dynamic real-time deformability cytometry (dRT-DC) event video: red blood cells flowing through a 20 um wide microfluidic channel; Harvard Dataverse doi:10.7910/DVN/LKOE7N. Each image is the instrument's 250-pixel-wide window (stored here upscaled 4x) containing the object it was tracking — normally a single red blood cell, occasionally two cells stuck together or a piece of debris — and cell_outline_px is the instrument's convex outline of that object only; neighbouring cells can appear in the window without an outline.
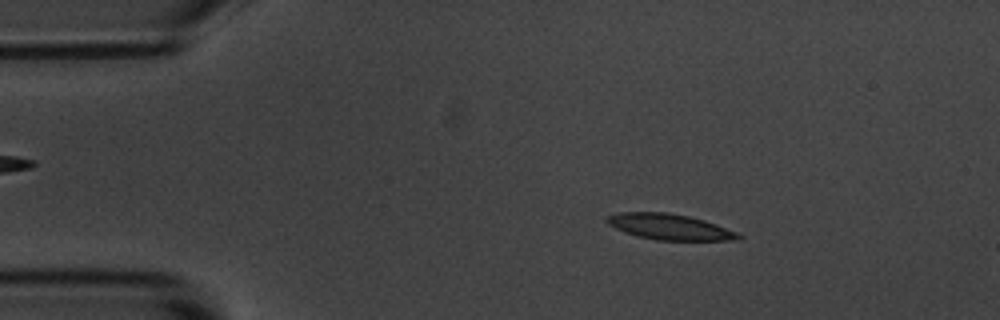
{"species": "common noctule bat (a hibernating species)", "species_latin": "Nyctalus noctula", "temperature_condition": "room temperature", "stored_images_in_passage": 10, "camera_frame_rate_fps": 3000, "um_per_image_px": 0.085, "animal": {"sex": "male", "body_mass_g": 20.1, "forearm_length_mm": 53.5}, "frame": {"image": 1, "passage_image": 8, "time_ms": 2.333, "image_size_px": [1000, 320], "cell_outline_px": [[744, 236], [740, 240], [656, 240], [636, 236], [624, 232], [608, 224], [604, 220], [604, 216], [620, 212], [668, 212], [688, 216], [704, 220], [716, 224], [736, 232]], "centroid_in_image_um": [56.88, 19.28], "position_along_channel_um": 28.1, "area_um2": 19.88}}